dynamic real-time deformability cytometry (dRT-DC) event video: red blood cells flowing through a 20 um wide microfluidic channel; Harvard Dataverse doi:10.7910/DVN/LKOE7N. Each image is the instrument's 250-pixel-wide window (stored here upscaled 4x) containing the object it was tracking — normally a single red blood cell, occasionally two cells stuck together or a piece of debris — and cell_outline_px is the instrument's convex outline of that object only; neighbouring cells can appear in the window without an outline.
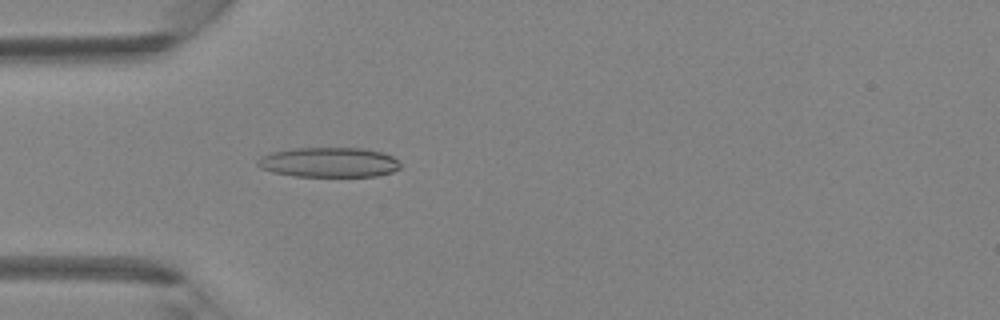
{"species": "Egyptian fruit bat (a non-hibernating species)", "species_latin": "Rousettus aegyptiacus", "temperature_condition": "room temperature", "stored_images_in_passage": 46, "camera_frame_rate_fps": 3000, "um_per_image_px": 0.085, "animal": {"sex": "female"}, "frame": {"image": 1, "passage_image": 14, "time_ms": 4.333, "image_size_px": [1000, 320], "cell_outline_px": [[400, 168], [392, 172], [376, 176], [296, 176], [272, 172], [260, 168], [256, 164], [256, 160], [260, 156], [272, 152], [292, 148], [364, 148], [384, 152], [392, 156], [400, 164]], "centroid_in_image_um": [27.94, 13.79], "position_along_channel_um": 57.1, "area_um2": 24.97}}
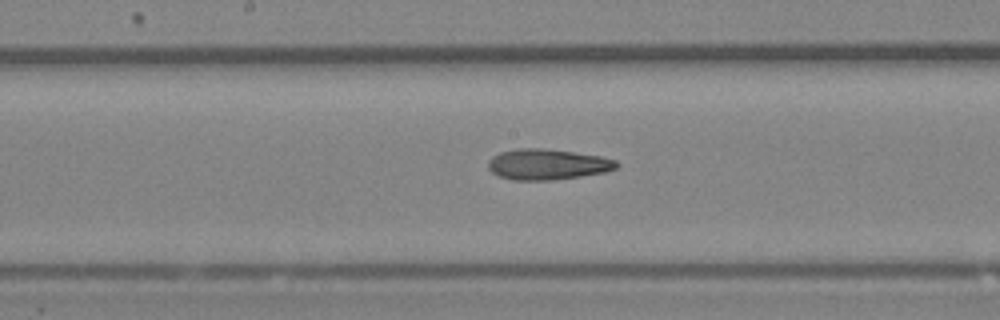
{"frame": {"image": 2, "passage_image": 24, "time_ms": 7.667, "image_size_px": [1000, 320], "cell_outline_px": [[620, 164], [616, 168], [604, 172], [580, 176], [552, 180], [512, 180], [500, 176], [492, 172], [488, 168], [488, 160], [492, 156], [500, 152], [520, 148], [540, 148], [572, 152], [600, 156], [616, 160]], "centroid_in_image_um": [46.51, 13.97], "position_along_channel_um": 201.7, "area_um2": 22.83}}
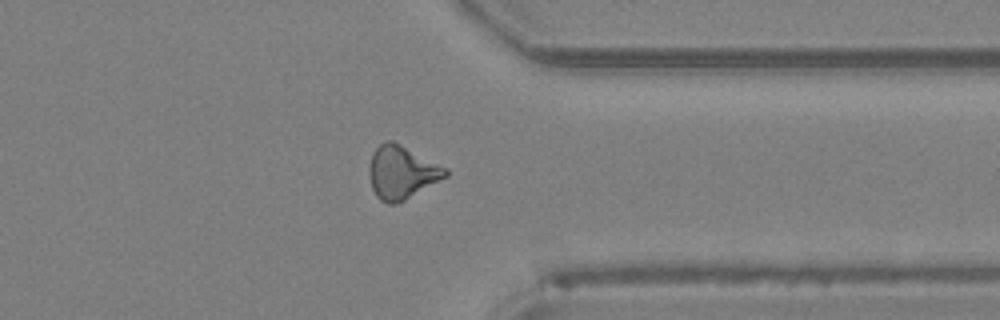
{"frame": {"image": 3, "passage_image": 36, "time_ms": 11.667, "image_size_px": [1000, 320], "cell_outline_px": [[448, 176], [404, 200], [396, 204], [388, 204], [380, 200], [376, 196], [372, 188], [368, 176], [368, 168], [372, 152], [384, 140], [392, 140], [448, 168]], "centroid_in_image_um": [34.12, 14.64], "position_along_channel_um": 377.3, "area_um2": 23.76}}